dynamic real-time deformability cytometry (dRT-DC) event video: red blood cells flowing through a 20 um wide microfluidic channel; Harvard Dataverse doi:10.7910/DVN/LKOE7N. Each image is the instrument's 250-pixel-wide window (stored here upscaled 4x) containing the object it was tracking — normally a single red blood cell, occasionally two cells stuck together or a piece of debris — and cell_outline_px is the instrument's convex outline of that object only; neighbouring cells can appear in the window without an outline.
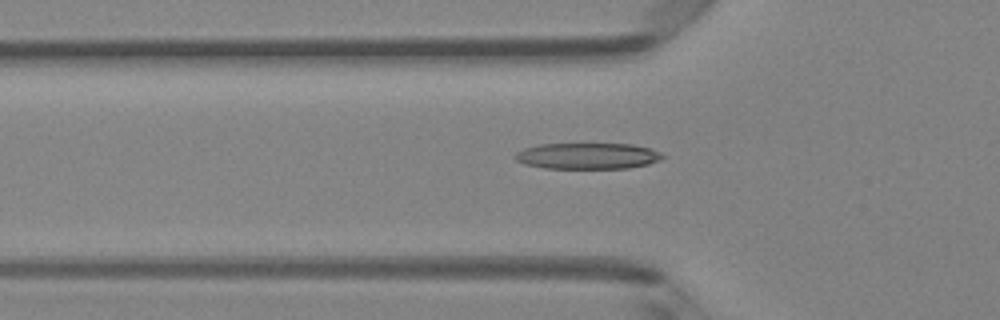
{"species": "Egyptian fruit bat (a non-hibernating species)", "species_latin": "Rousettus aegyptiacus", "temperature_condition": "room temperature", "stored_images_in_passage": 45, "camera_frame_rate_fps": 3000, "um_per_image_px": 0.085, "animal": {"sex": "female"}, "frame": {"image": 1, "passage_image": 17, "time_ms": 5.333, "image_size_px": [1000, 320], "cell_outline_px": [[664, 156], [660, 160], [648, 164], [628, 168], [544, 168], [524, 164], [516, 160], [516, 152], [524, 148], [540, 144], [632, 144], [652, 148], [660, 152]], "centroid_in_image_um": [49.96, 13.25], "position_along_channel_um": 75.8, "area_um2": 22.43}}
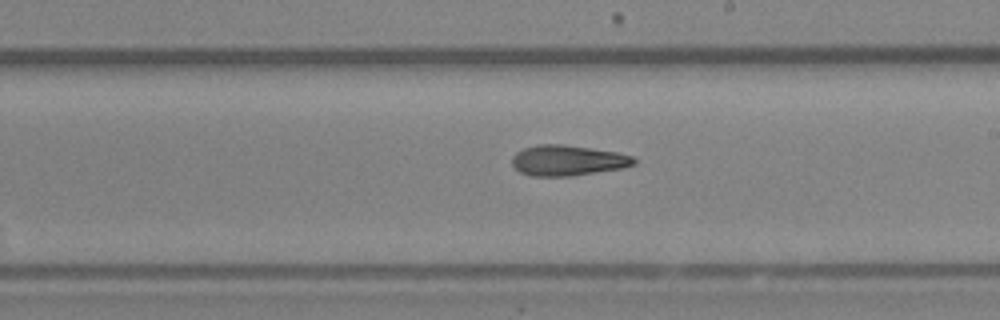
{"frame": {"image": 2, "passage_image": 29, "time_ms": 9.333, "image_size_px": [1000, 320], "cell_outline_px": [[636, 164], [624, 168], [572, 176], [532, 176], [520, 172], [512, 164], [512, 156], [516, 152], [524, 148], [540, 144], [564, 144], [616, 152], [632, 156], [636, 160]], "centroid_in_image_um": [48.26, 13.64], "position_along_channel_um": 240.7, "area_um2": 21.73}}
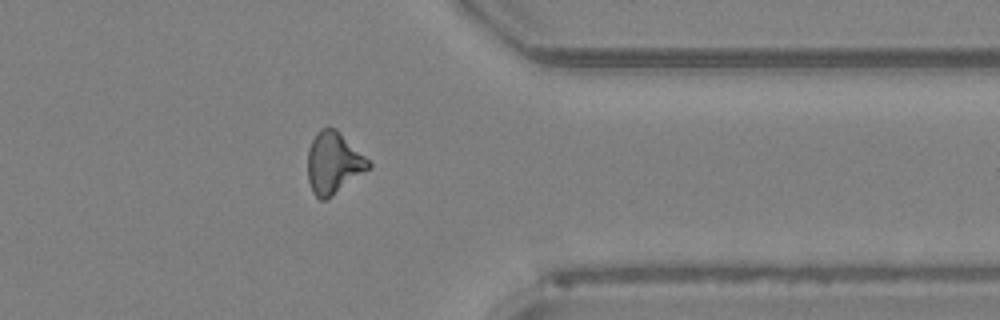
{"frame": {"image": 3, "passage_image": 40, "time_ms": 13.0, "image_size_px": [1000, 320], "cell_outline_px": [[372, 168], [324, 200], [320, 200], [312, 192], [308, 180], [308, 148], [316, 132], [320, 128], [328, 124], [336, 128], [372, 164]], "centroid_in_image_um": [28.33, 13.81], "position_along_channel_um": 383.1, "area_um2": 21.91}}